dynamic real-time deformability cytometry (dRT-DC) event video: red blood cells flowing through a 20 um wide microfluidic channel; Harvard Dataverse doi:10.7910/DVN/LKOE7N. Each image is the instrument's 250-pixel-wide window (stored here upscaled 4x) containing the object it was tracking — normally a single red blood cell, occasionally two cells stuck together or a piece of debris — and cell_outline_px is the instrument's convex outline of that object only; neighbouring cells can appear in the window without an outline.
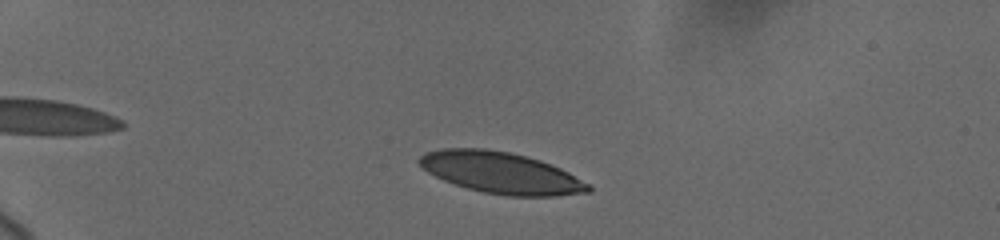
{"species": "human", "species_latin": "Homo sapiens", "temperature_condition": "cold", "stored_images_in_passage": 55, "camera_frame_rate_fps": 3000, "um_per_image_px": 0.085, "donor": {"sex": "female"}, "frame": {"image": 1, "passage_image": 6, "time_ms": 2.0, "image_size_px": [1000, 240], "cell_outline_px": [[592, 192], [556, 196], [508, 196], [484, 192], [468, 188], [444, 180], [428, 172], [416, 160], [424, 152], [444, 148], [484, 148], [508, 152], [540, 160], [560, 168], [568, 172], [588, 184], [592, 188]], "centroid_in_image_um": [42.58, 14.68], "position_along_channel_um": 42.4, "area_um2": 40.52}}
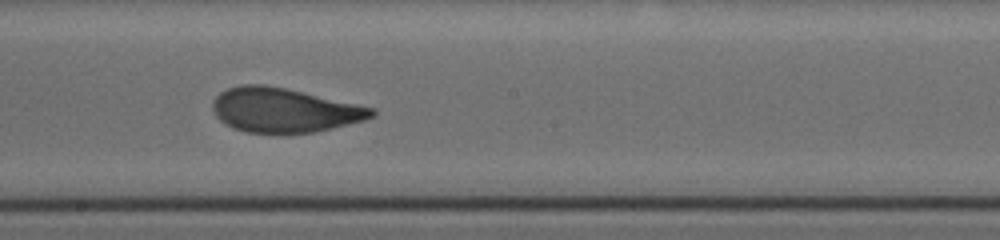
{"frame": {"image": 2, "passage_image": 32, "time_ms": 8.667, "image_size_px": [1000, 240], "cell_outline_px": [[376, 116], [364, 120], [316, 132], [248, 132], [232, 128], [224, 124], [216, 116], [212, 108], [212, 100], [220, 92], [228, 88], [240, 84], [264, 84], [284, 88], [376, 108]], "centroid_in_image_um": [24.13, 9.35], "position_along_channel_um": 224.1, "area_um2": 40.92}}
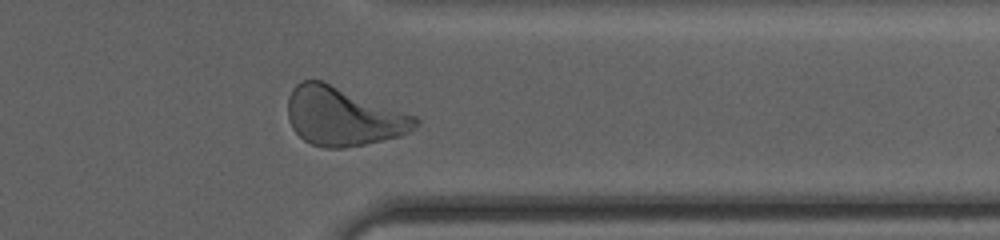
{"frame": {"image": 3, "passage_image": 52, "time_ms": 13.0, "image_size_px": [1000, 240], "cell_outline_px": [[420, 124], [408, 132], [400, 136], [364, 144], [344, 148], [324, 148], [312, 144], [304, 140], [292, 128], [288, 120], [288, 96], [292, 88], [296, 84], [304, 80], [324, 80], [416, 116], [420, 120]], "centroid_in_image_um": [29.16, 9.88], "position_along_channel_um": 382.2, "area_um2": 43.81}, "authors_computed_cell_mechanics": {"area_um2": 41.2114, "velocity_mm_per_s": 3.6651, "shape_relaxation_time_tau1_ms": 4.0414, "shape_relaxation_time_tau2_ms": 0.9717, "deformation_change_tau1": 0.1658, "deformation_change_tau2": 0.0781}}